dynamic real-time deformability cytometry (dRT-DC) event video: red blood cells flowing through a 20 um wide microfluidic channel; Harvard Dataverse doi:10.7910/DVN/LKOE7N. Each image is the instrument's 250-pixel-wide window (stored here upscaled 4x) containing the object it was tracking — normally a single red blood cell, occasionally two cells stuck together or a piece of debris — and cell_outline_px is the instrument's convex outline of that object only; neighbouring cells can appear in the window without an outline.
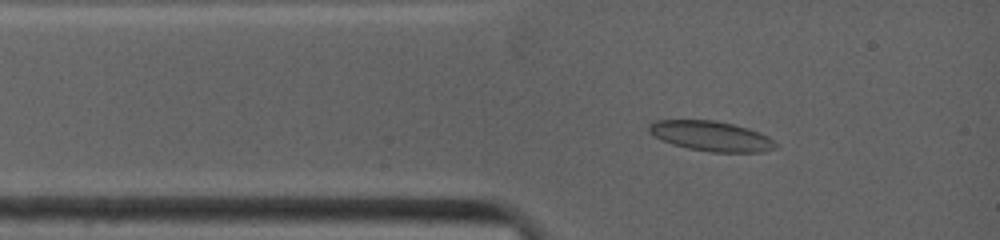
{"species": "common noctule bat (a hibernating species)", "species_latin": "Nyctalus noctula", "temperature_condition": "warm", "stored_images_in_passage": 52, "camera_frame_rate_fps": 4500, "um_per_image_px": 0.085, "animal": {"sex": "female", "body_mass_g": 19.0, "forearm_length_mm": 53.3}, "frame": {"image": 1, "passage_image": 4, "time_ms": 0.889, "image_size_px": [1000, 240], "cell_outline_px": [[780, 144], [776, 148], [764, 152], [712, 152], [688, 148], [672, 144], [648, 132], [648, 124], [656, 120], [716, 120], [748, 128], [760, 132], [768, 136]], "centroid_in_image_um": [60.5, 11.57], "position_along_channel_um": 24.5, "area_um2": 22.25}}
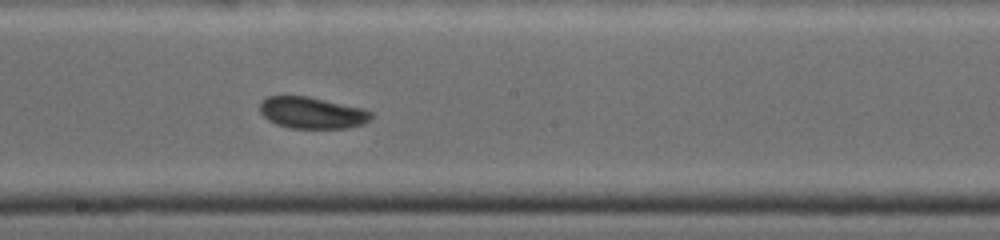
{"frame": {"image": 2, "passage_image": 23, "time_ms": 6.222, "image_size_px": [1000, 240], "cell_outline_px": [[372, 116], [364, 124], [348, 128], [292, 128], [276, 124], [268, 120], [260, 112], [260, 104], [268, 96], [308, 96], [364, 108], [372, 112]], "centroid_in_image_um": [26.55, 9.59], "position_along_channel_um": 221.7, "area_um2": 20.46}}
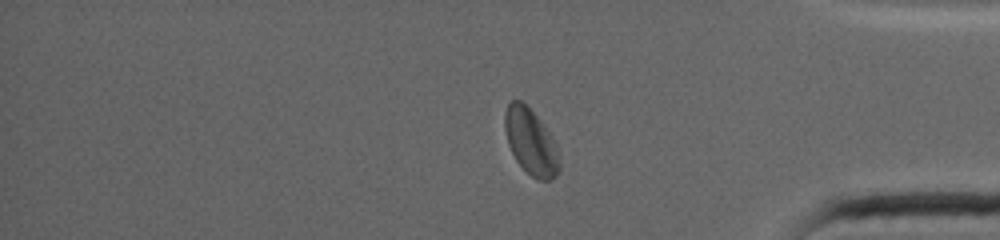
{"frame": {"image": 3, "passage_image": 41, "time_ms": 11.111, "image_size_px": [1000, 240], "cell_outline_px": [[560, 168], [556, 176], [552, 180], [536, 180], [516, 160], [508, 144], [504, 128], [504, 112], [508, 100], [520, 100], [540, 120], [556, 140], [560, 160]], "centroid_in_image_um": [45.13, 12.05], "position_along_channel_um": 390.1, "area_um2": 21.21}, "authors_computed_cell_mechanics": {"area_um2": 20.9525, "velocity_mm_per_s": 3.8874, "shape_relaxation_time_tau1_ms": 8.9833, "shape_relaxation_time_tau2_ms": null, "deformation_change_tau1": 0.1291, "deformation_change_tau2": null}}